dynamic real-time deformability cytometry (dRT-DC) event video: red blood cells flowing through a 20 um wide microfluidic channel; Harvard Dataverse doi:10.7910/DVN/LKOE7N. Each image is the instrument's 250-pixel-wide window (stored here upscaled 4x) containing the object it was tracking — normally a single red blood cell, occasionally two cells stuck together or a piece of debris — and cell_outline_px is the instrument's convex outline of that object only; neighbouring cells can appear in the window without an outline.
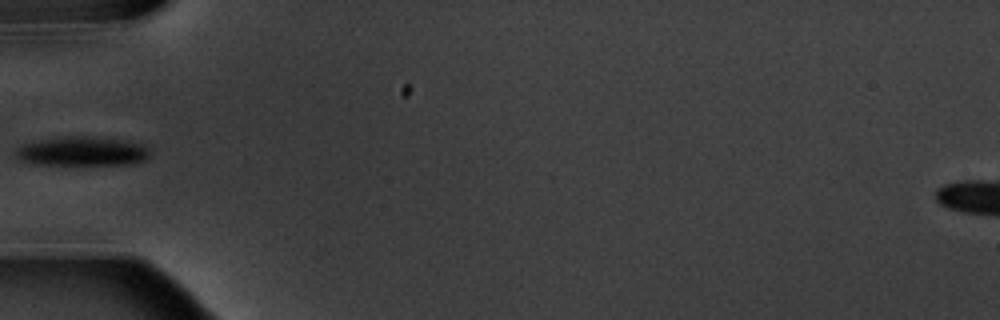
{"species": "common noctule bat (a hibernating species)", "species_latin": "Nyctalus noctula", "temperature_condition": "warm", "stored_images_in_passage": 5, "camera_frame_rate_fps": 3000, "um_per_image_px": 0.085, "animal": {"sex": "male", "body_mass_g": 20.1, "forearm_length_mm": 53.5}, "frame": {"image": 1, "passage_image": 4, "time_ms": 3.667, "image_size_px": [1000, 320], "cell_outline_px": [[148, 160], [136, 164], [32, 164], [20, 160], [12, 152], [20, 144], [40, 140], [80, 136], [84, 136], [140, 144], [148, 148]], "centroid_in_image_um": [6.91, 12.89], "position_along_channel_um": 78.1, "area_um2": 22.37}}
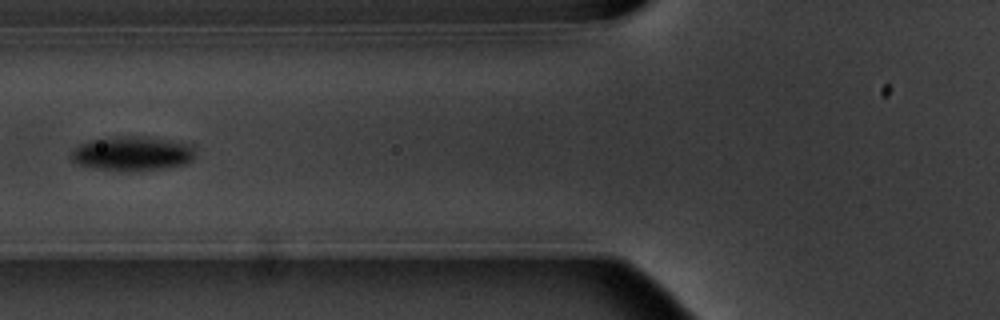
{"frame": {"image": 2, "passage_image": 5, "time_ms": 4.667, "image_size_px": [1000, 320], "cell_outline_px": [[196, 156], [192, 160], [184, 164], [164, 168], [136, 172], [124, 172], [88, 168], [76, 164], [72, 160], [72, 152], [76, 148], [92, 140], [124, 136], [140, 136], [188, 144], [192, 148]], "centroid_in_image_um": [11.23, 13.1], "position_along_channel_um": 114.6, "area_um2": 24.74}}